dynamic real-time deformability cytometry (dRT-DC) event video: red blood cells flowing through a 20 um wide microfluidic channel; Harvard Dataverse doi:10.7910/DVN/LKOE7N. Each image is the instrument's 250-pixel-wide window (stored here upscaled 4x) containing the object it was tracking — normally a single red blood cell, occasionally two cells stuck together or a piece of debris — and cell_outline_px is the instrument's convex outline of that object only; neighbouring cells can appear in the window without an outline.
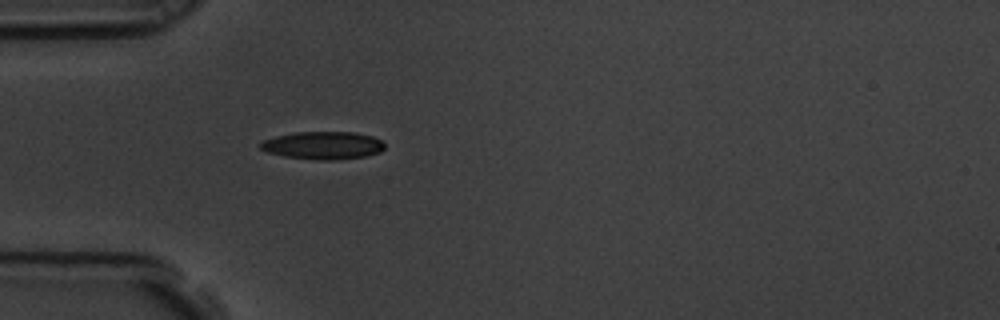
{"species": "common noctule bat (a hibernating species)", "species_latin": "Nyctalus noctula", "temperature_condition": "room temperature", "stored_images_in_passage": 4, "camera_frame_rate_fps": 3000, "um_per_image_px": 0.085, "animal": {"sex": "male", "body_mass_g": 19.5, "forearm_length_mm": 54.6}, "frame": {"image": 1, "passage_image": 4, "time_ms": 1.0, "image_size_px": [1000, 320], "cell_outline_px": [[384, 148], [380, 152], [368, 156], [336, 160], [320, 160], [284, 156], [268, 152], [260, 148], [260, 144], [264, 140], [276, 136], [296, 132], [356, 132], [372, 136], [380, 140], [384, 144]], "centroid_in_image_um": [27.49, 12.36], "position_along_channel_um": 57.5, "area_um2": 20.06}}